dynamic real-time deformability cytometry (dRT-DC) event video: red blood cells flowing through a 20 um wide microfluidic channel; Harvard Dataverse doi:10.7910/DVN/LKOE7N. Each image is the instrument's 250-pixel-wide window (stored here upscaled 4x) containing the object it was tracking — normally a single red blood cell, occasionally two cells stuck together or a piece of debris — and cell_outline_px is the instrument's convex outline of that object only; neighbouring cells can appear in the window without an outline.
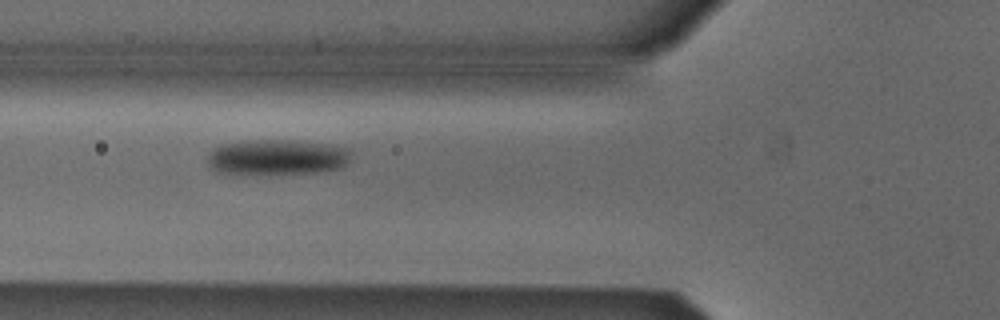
{"species": "Egyptian fruit bat (a non-hibernating species)", "species_latin": "Rousettus aegyptiacus", "temperature_condition": "cold", "stored_images_in_passage": 31, "camera_frame_rate_fps": 3000, "um_per_image_px": 0.085, "animal": {"sex": "male"}, "frame": {"image": 1, "passage_image": 5, "time_ms": 1.333, "image_size_px": [1000, 320], "cell_outline_px": [[352, 156], [348, 164], [340, 168], [316, 172], [216, 172], [208, 164], [208, 152], [212, 148], [220, 144], [244, 140], [288, 140], [328, 144], [352, 148]], "centroid_in_image_um": [23.59, 13.31], "position_along_channel_um": 102.2, "area_um2": 29.42}}
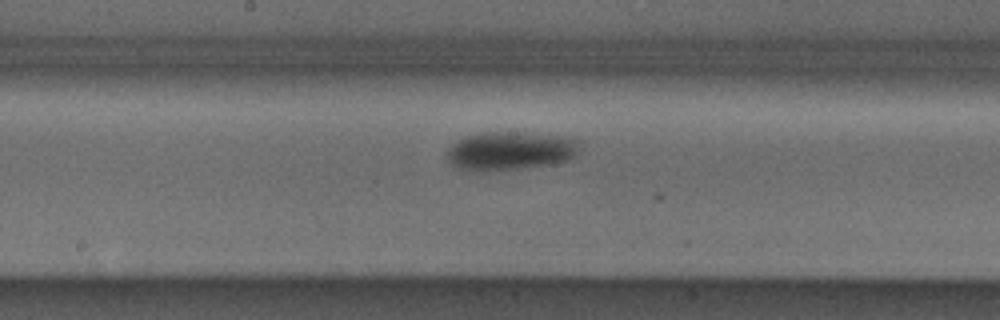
{"frame": {"image": 2, "passage_image": 13, "time_ms": 4.0, "image_size_px": [1000, 320], "cell_outline_px": [[580, 140], [576, 152], [568, 160], [548, 164], [520, 168], [484, 172], [456, 168], [448, 160], [448, 148], [452, 144], [464, 136], [484, 132], [520, 132], [576, 136]], "centroid_in_image_um": [43.38, 12.8], "position_along_channel_um": 204.8, "area_um2": 30.06}}
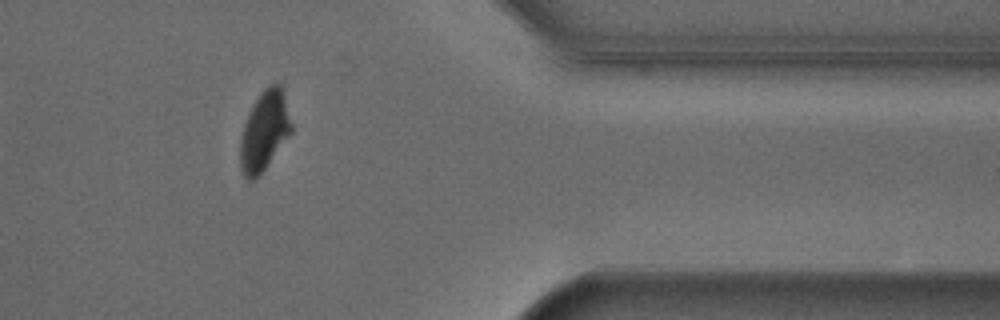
{"frame": {"image": 3, "passage_image": 29, "time_ms": 9.333, "image_size_px": [1000, 320], "cell_outline_px": [[292, 132], [264, 168], [252, 180], [248, 180], [244, 176], [240, 168], [240, 140], [244, 124], [252, 104], [260, 92], [268, 84], [280, 84], [284, 92], [292, 124]], "centroid_in_image_um": [22.47, 11.08], "position_along_channel_um": 388.9, "area_um2": 23.52}, "authors_computed_cell_mechanics": {"area_um2": 29.4202, "velocity_mm_per_s": 3.8451, "shape_relaxation_time_tau1_ms": 2.0623, "shape_relaxation_time_tau2_ms": null, "deformation_change_tau1": 0.1134, "deformation_change_tau2": null}}